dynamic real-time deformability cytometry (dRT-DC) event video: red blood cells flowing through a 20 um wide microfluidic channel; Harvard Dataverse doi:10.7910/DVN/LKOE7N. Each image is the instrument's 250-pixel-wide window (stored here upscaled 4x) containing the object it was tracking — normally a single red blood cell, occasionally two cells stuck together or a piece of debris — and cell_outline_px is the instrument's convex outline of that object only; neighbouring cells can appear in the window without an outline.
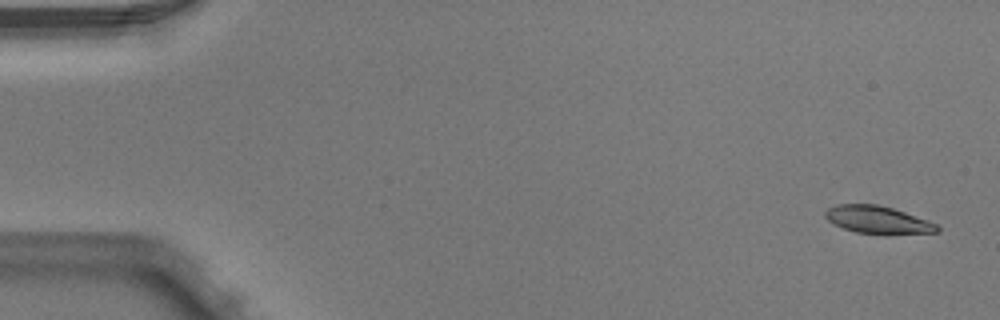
{"species": "Egyptian fruit bat (a non-hibernating species)", "species_latin": "Rousettus aegyptiacus", "temperature_condition": "warm", "stored_images_in_passage": 5, "camera_frame_rate_fps": 3000, "um_per_image_px": 0.085, "animal": {"sex": "male"}, "frame": {"image": 1, "passage_image": 1, "time_ms": 0.0, "image_size_px": [1000, 320], "cell_outline_px": [[940, 232], [856, 232], [832, 224], [824, 216], [824, 212], [828, 208], [836, 204], [876, 204], [892, 208], [904, 212], [936, 224], [940, 228]], "centroid_in_image_um": [74.51, 18.64], "position_along_channel_um": 10.5, "area_um2": 17.17}}